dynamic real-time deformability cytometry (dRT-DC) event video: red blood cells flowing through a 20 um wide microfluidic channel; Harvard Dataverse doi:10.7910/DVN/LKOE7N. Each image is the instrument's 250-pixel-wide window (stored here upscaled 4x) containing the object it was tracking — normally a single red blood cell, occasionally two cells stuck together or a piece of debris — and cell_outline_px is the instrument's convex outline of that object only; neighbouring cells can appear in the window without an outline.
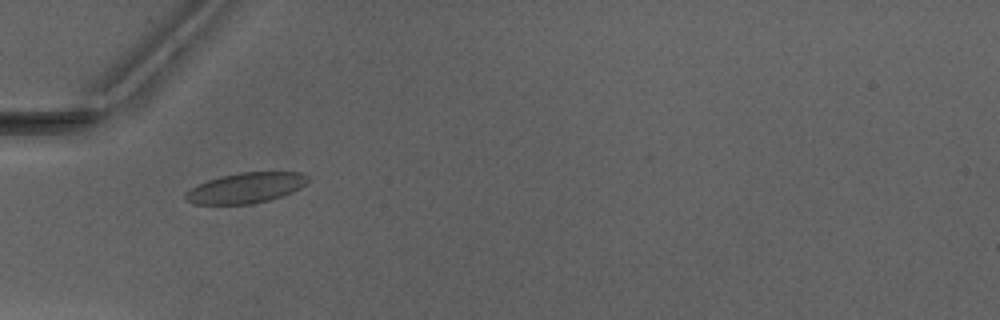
{"species": "Egyptian fruit bat (a non-hibernating species)", "species_latin": "Rousettus aegyptiacus", "temperature_condition": "warm", "stored_images_in_passage": 26, "camera_frame_rate_fps": 3000, "um_per_image_px": 0.085, "animal": {"sex": "male"}, "frame": {"image": 1, "passage_image": 1, "time_ms": 0.0, "image_size_px": [1000, 320], "cell_outline_px": [[308, 180], [300, 188], [292, 192], [268, 200], [252, 204], [192, 204], [184, 200], [184, 196], [192, 188], [208, 180], [220, 176], [240, 172], [304, 172], [308, 176]], "centroid_in_image_um": [20.9, 15.97], "position_along_channel_um": 64.1, "area_um2": 21.56}}
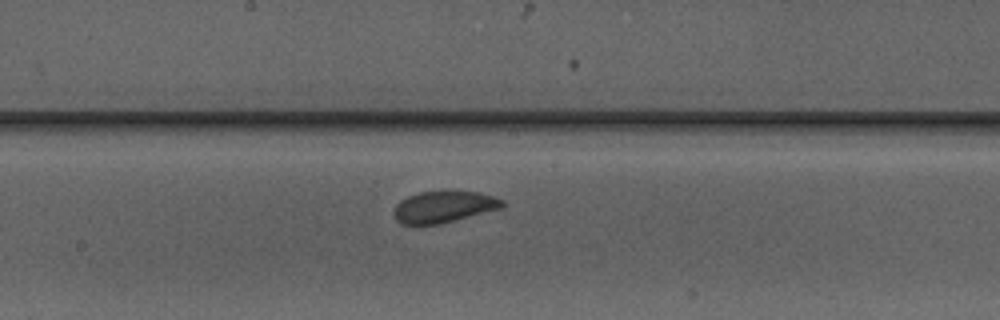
{"frame": {"image": 2, "passage_image": 12, "time_ms": 3.667, "image_size_px": [1000, 320], "cell_outline_px": [[504, 208], [440, 224], [400, 224], [396, 220], [392, 212], [396, 204], [400, 200], [408, 196], [420, 192], [480, 192], [504, 200]], "centroid_in_image_um": [37.72, 17.59], "position_along_channel_um": 210.5, "area_um2": 19.94}}
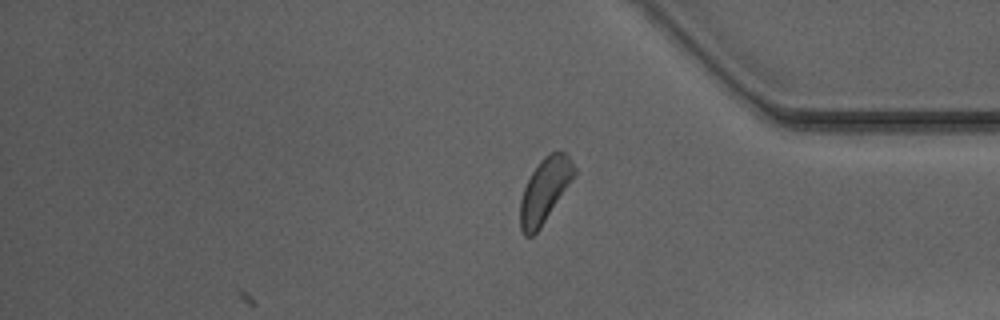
{"frame": {"image": 3, "passage_image": 26, "time_ms": 8.333, "image_size_px": [1000, 320], "cell_outline_px": [[576, 176], [540, 228], [532, 236], [524, 236], [520, 228], [520, 200], [524, 188], [532, 172], [540, 160], [548, 152], [564, 152], [568, 156], [576, 168]], "centroid_in_image_um": [46.32, 16.18], "position_along_channel_um": 388.9, "area_um2": 20.29}, "authors_computed_cell_mechanics": {"area_um2": 20.2011, "velocity_mm_per_s": 4.0896, "shape_relaxation_time_tau1_ms": 3.9248, "shape_relaxation_time_tau2_ms": null, "deformation_change_tau1": 0.1039, "deformation_change_tau2": null}}